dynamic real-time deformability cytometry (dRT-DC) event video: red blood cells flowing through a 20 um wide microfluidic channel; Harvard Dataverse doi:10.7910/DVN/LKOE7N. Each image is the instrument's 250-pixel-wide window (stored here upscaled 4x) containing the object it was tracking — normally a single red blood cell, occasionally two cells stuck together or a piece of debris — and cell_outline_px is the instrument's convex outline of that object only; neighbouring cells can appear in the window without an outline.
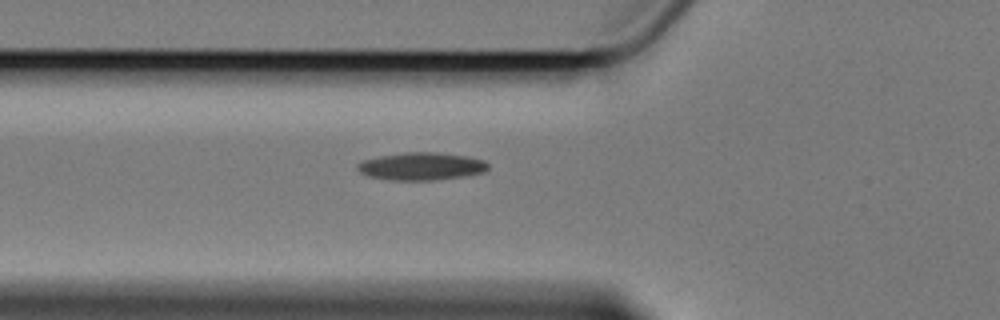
{"species": "Egyptian fruit bat (a non-hibernating species)", "species_latin": "Rousettus aegyptiacus", "temperature_condition": "cold", "stored_images_in_passage": 3, "camera_frame_rate_fps": 3000, "um_per_image_px": 0.085, "animal": {"sex": "female"}, "frame": {"image": 1, "passage_image": 3, "time_ms": 3.333, "image_size_px": [1000, 320], "cell_outline_px": [[488, 168], [484, 172], [464, 176], [432, 180], [388, 180], [372, 176], [360, 172], [356, 168], [356, 164], [364, 160], [380, 156], [404, 152], [436, 152], [468, 156], [484, 160], [488, 164]], "centroid_in_image_um": [35.83, 14.13], "position_along_channel_um": 90.0, "area_um2": 20.98}}